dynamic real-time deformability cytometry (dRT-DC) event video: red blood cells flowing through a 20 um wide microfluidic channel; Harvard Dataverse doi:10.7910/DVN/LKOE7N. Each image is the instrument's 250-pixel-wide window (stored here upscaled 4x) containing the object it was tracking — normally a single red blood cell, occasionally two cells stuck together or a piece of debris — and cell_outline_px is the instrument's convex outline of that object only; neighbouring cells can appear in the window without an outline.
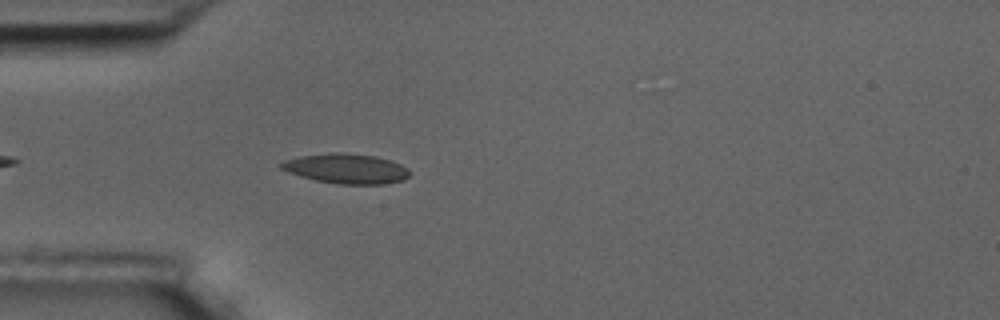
{"species": "common noctule bat (a hibernating species)", "species_latin": "Nyctalus noctula", "temperature_condition": "room temperature", "stored_images_in_passage": 5, "camera_frame_rate_fps": 3000, "um_per_image_px": 0.085, "animal": {"sex": "male", "body_mass_g": 17.5, "forearm_length_mm": 52.3}, "frame": {"image": 1, "passage_image": 5, "time_ms": 4.333, "image_size_px": [1000, 320], "cell_outline_px": [[412, 172], [404, 180], [384, 184], [336, 184], [316, 180], [300, 176], [288, 172], [280, 168], [280, 164], [284, 160], [300, 156], [332, 152], [340, 152], [376, 156], [392, 160], [408, 168]], "centroid_in_image_um": [29.46, 14.33], "position_along_channel_um": 55.5, "area_um2": 22.54}}